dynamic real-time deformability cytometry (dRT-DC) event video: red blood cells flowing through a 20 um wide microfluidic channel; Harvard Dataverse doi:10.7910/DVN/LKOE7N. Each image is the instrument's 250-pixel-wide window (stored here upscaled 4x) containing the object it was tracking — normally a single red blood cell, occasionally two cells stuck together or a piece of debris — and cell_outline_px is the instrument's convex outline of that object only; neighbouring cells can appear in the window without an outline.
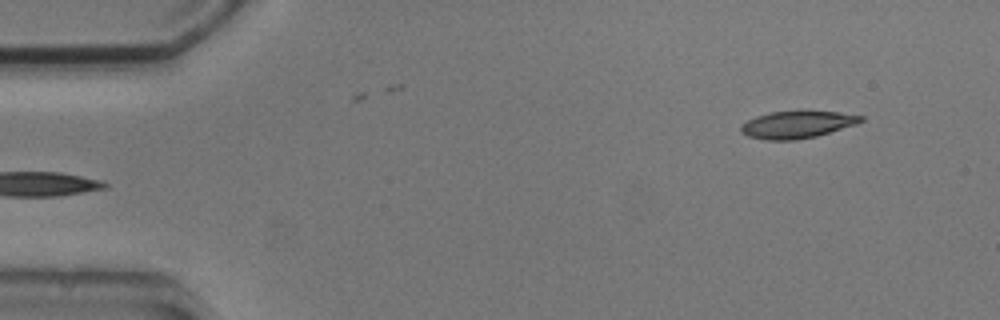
{"species": "common noctule bat (a hibernating species)", "species_latin": "Nyctalus noctula", "temperature_condition": "cold", "stored_images_in_passage": 4, "camera_frame_rate_fps": 3000, "um_per_image_px": 0.085, "animal": {"sex": "male", "body_mass_g": 20.5, "forearm_length_mm": 52.5}, "frame": {"image": 1, "passage_image": 4, "time_ms": 3.667, "image_size_px": [1000, 320], "cell_outline_px": [[864, 120], [856, 124], [816, 136], [796, 140], [764, 140], [748, 136], [740, 132], [740, 128], [748, 120], [756, 116], [772, 112], [800, 108], [840, 112], [864, 116]], "centroid_in_image_um": [67.78, 10.54], "position_along_channel_um": 17.2, "area_um2": 19.65}}